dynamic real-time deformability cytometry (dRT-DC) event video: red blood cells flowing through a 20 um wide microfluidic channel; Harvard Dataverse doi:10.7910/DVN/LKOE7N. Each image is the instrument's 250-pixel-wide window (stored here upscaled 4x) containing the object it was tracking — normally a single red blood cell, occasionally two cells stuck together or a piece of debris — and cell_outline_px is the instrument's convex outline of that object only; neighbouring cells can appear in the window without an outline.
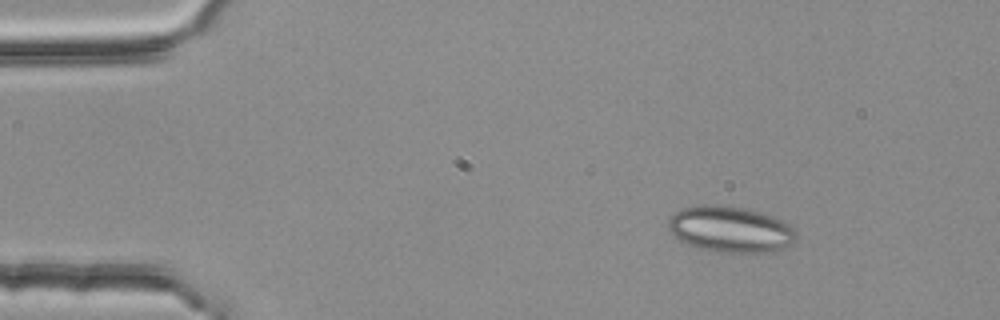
{"species": "common noctule bat (a hibernating species)", "species_latin": "Nyctalus noctula", "temperature_condition": "room temperature", "stored_images_in_passage": 3, "camera_frame_rate_fps": 3000, "um_per_image_px": 0.085, "animal": {"sex": "female", "body_mass_g": 25.1}, "frame": {"image": 1, "passage_image": 1, "time_ms": 0.0, "image_size_px": [1000, 320], "cell_outline_px": [[796, 240], [792, 244], [772, 252], [724, 252], [700, 248], [688, 244], [680, 240], [668, 228], [668, 220], [676, 212], [684, 208], [696, 204], [712, 204], [744, 208], [764, 212], [788, 224], [796, 232]], "centroid_in_image_um": [62.1, 19.48], "position_along_channel_um": 22.9, "area_um2": 34.16}}